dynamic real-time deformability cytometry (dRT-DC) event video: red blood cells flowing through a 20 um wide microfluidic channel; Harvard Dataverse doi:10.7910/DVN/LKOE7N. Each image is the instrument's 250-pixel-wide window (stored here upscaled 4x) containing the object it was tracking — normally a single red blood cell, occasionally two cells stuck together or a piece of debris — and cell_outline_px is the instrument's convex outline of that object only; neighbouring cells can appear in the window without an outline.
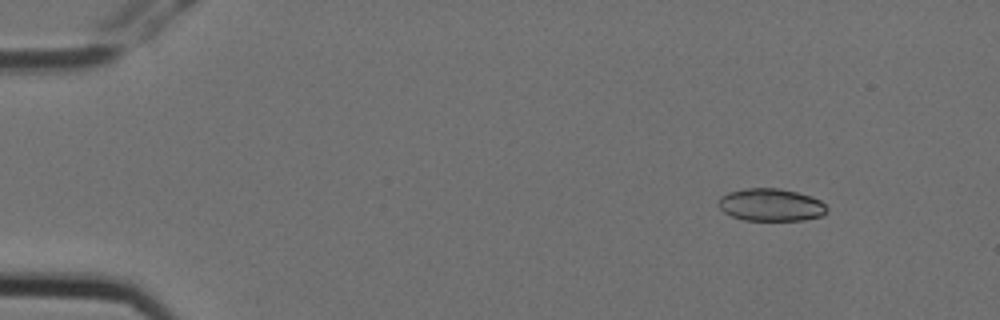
{"species": "Egyptian fruit bat (a non-hibernating species)", "species_latin": "Rousettus aegyptiacus", "temperature_condition": "cold", "stored_images_in_passage": 5, "camera_frame_rate_fps": 3000, "um_per_image_px": 0.085, "animal": {"sex": "female"}, "frame": {"image": 1, "passage_image": 2, "time_ms": 0.333, "image_size_px": [1000, 320], "cell_outline_px": [[828, 212], [824, 216], [804, 220], [744, 220], [732, 216], [724, 212], [716, 204], [720, 196], [728, 192], [744, 188], [780, 188], [812, 196], [820, 200], [828, 208]], "centroid_in_image_um": [65.53, 17.41], "position_along_channel_um": 19.5, "area_um2": 20.87}}
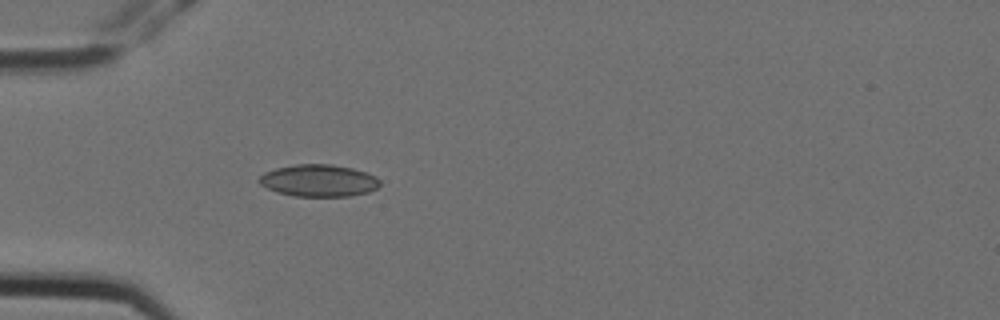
{"frame": {"image": 2, "passage_image": 5, "time_ms": 1.333, "image_size_px": [1000, 320], "cell_outline_px": [[380, 184], [376, 188], [368, 192], [352, 196], [296, 196], [276, 192], [260, 184], [256, 180], [264, 172], [276, 168], [296, 164], [332, 164], [352, 168], [376, 176], [380, 180]], "centroid_in_image_um": [27.08, 15.35], "position_along_channel_um": 57.9, "area_um2": 22.6}}